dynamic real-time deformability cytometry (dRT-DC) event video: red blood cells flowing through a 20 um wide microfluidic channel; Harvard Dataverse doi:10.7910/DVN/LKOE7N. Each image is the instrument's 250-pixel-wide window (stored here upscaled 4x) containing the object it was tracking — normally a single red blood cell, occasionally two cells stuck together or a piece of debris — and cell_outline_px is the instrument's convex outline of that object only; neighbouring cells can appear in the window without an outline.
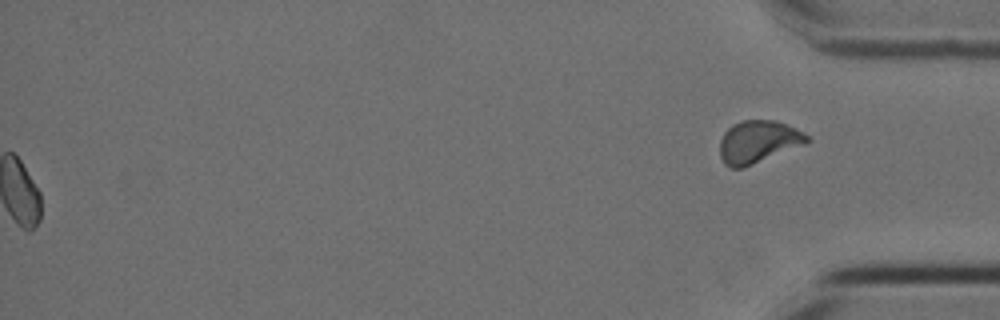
{"species": "Egyptian fruit bat (a non-hibernating species)", "species_latin": "Rousettus aegyptiacus", "temperature_condition": "cold", "stored_images_in_passage": 46, "segment_of_instrument_passage": [2, 2], "camera_frame_rate_fps": 3000, "um_per_image_px": 0.085, "animal": {"sex": "female"}, "frame": {"image": 1, "passage_image": 46, "time_ms": 15.0, "image_size_px": [1000, 320], "cell_outline_px": [[812, 140], [808, 144], [744, 168], [732, 168], [724, 164], [720, 156], [720, 140], [724, 132], [732, 124], [740, 120], [776, 120], [804, 132]], "centroid_in_image_um": [64.47, 12.06], "position_along_channel_um": 370.7, "area_um2": 22.08}}